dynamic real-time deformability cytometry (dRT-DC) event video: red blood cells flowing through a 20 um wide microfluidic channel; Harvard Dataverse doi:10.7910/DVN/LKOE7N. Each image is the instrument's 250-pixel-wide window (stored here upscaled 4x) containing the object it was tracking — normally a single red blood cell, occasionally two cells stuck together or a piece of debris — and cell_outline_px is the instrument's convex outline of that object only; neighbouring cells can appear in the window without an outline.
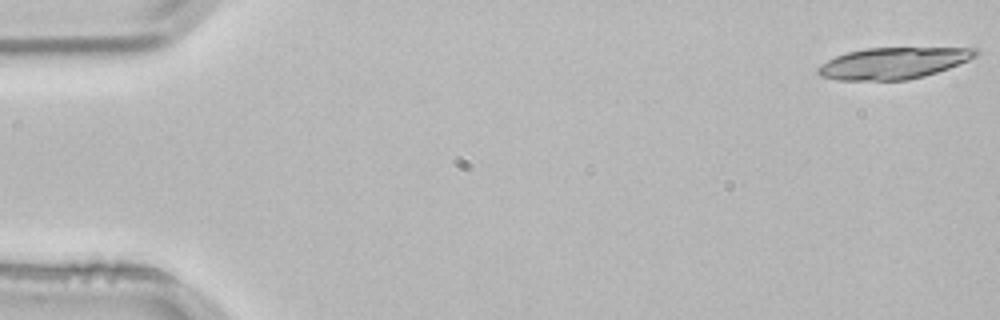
{"species": "common noctule bat (a hibernating species)", "species_latin": "Nyctalus noctula", "temperature_condition": "room temperature", "stored_images_in_passage": 4, "camera_frame_rate_fps": 3000, "um_per_image_px": 0.085, "animal": {"sex": "male", "body_mass_g": 21.5, "forearm_length_mm": 52.0}, "frame": {"image": 1, "passage_image": 1, "time_ms": 0.0, "image_size_px": [1000, 320], "cell_outline_px": [[980, 52], [976, 56], [968, 60], [948, 68], [924, 76], [908, 80], [836, 80], [820, 76], [816, 72], [816, 68], [820, 64], [836, 56], [848, 52], [864, 48], [976, 48]], "centroid_in_image_um": [75.89, 5.37], "position_along_channel_um": 9.1, "area_um2": 28.84}}
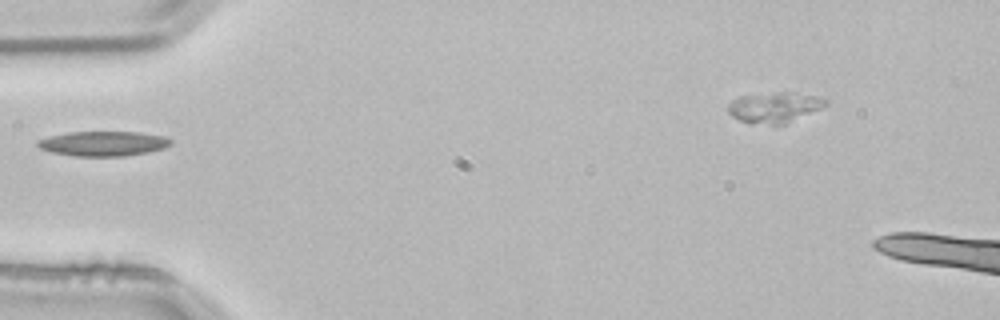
{"frame": {"image": 2, "passage_image": 4, "time_ms": 1.0, "image_size_px": [1000, 320], "cell_outline_px": [[172, 144], [164, 148], [148, 152], [124, 156], [76, 156], [52, 152], [40, 148], [36, 144], [36, 140], [68, 132], [140, 132], [164, 136], [172, 140]], "centroid_in_image_um": [8.8, 12.2], "position_along_channel_um": 76.2, "area_um2": 19.19}}